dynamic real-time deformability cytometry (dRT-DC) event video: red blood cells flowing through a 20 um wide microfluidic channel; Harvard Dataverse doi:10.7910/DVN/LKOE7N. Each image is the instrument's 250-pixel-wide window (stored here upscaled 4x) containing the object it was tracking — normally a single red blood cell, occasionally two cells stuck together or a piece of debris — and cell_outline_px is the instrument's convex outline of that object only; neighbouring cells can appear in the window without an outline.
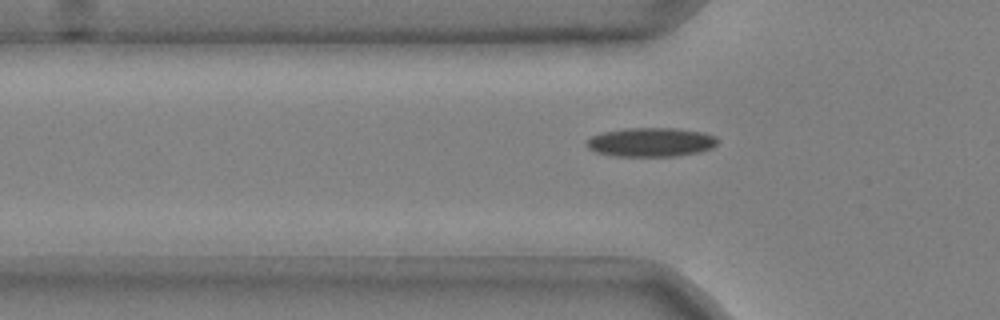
{"species": "common noctule bat (a hibernating species)", "species_latin": "Nyctalus noctula", "temperature_condition": "cold", "stored_images_in_passage": 37, "camera_frame_rate_fps": 3000, "um_per_image_px": 0.085, "animal": {"sex": "male", "body_mass_g": 20.4}, "frame": {"image": 1, "passage_image": 5, "time_ms": 1.333, "image_size_px": [1000, 320], "cell_outline_px": [[716, 144], [712, 148], [700, 152], [676, 156], [612, 156], [596, 152], [588, 148], [584, 144], [592, 136], [604, 132], [624, 128], [676, 128], [704, 132], [716, 136]], "centroid_in_image_um": [55.33, 12.08], "position_along_channel_um": 70.5, "area_um2": 22.25}}
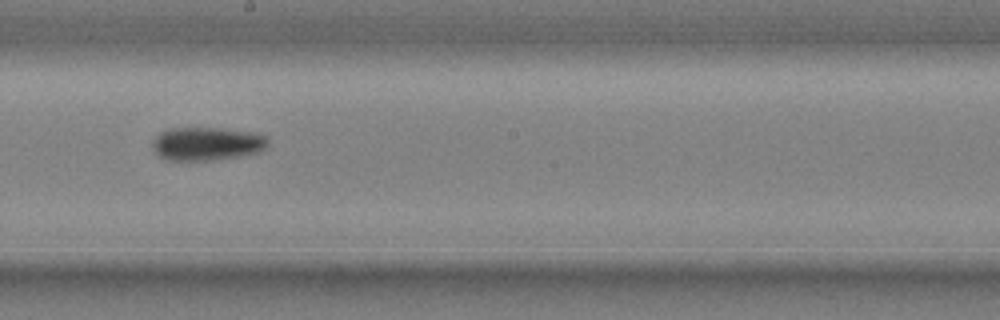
{"frame": {"image": 2, "passage_image": 18, "time_ms": 5.667, "image_size_px": [1000, 320], "cell_outline_px": [[268, 144], [260, 152], [240, 156], [216, 160], [164, 160], [152, 148], [152, 140], [160, 132], [168, 128], [220, 128], [260, 132], [268, 136]], "centroid_in_image_um": [17.62, 12.21], "position_along_channel_um": 230.6, "area_um2": 22.89}}
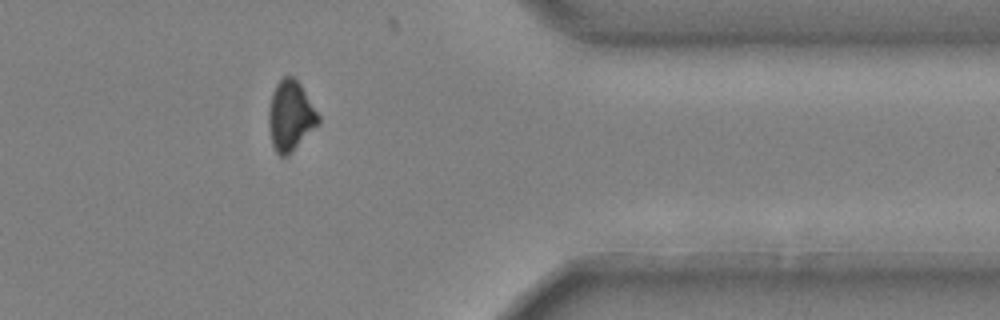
{"frame": {"image": 3, "passage_image": 32, "time_ms": 10.333, "image_size_px": [1000, 320], "cell_outline_px": [[320, 124], [288, 156], [280, 156], [276, 152], [272, 144], [268, 124], [268, 112], [272, 92], [276, 84], [284, 76], [292, 76], [300, 84], [320, 116]], "centroid_in_image_um": [24.7, 9.87], "position_along_channel_um": 386.7, "area_um2": 20.4}}